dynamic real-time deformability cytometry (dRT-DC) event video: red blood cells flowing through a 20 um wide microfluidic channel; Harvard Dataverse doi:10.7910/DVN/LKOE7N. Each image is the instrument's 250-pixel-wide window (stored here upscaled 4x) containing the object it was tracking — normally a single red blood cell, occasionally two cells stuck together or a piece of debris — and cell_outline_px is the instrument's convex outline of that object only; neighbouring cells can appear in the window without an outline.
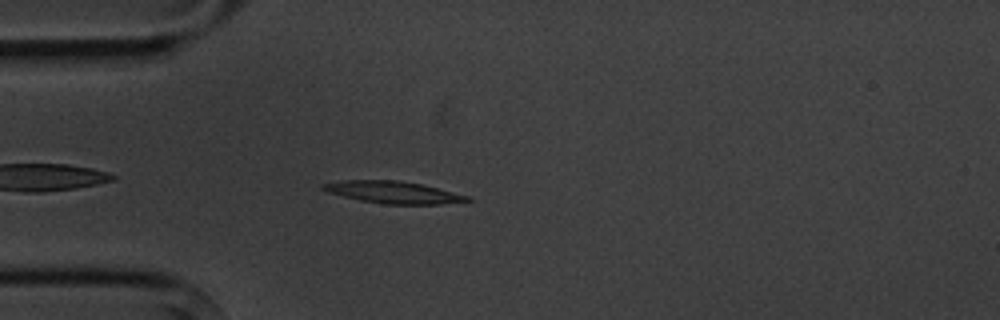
{"species": "common noctule bat (a hibernating species)", "species_latin": "Nyctalus noctula", "temperature_condition": "cold", "stored_images_in_passage": 3, "camera_frame_rate_fps": 3000, "um_per_image_px": 0.085, "animal": {"sex": "male", "body_mass_g": 20.1, "forearm_length_mm": 53.5}, "frame": {"image": 1, "passage_image": 3, "time_ms": 3.333, "image_size_px": [1000, 320], "cell_outline_px": [[472, 200], [440, 204], [384, 204], [360, 200], [328, 192], [320, 188], [320, 184], [344, 180], [396, 180], [420, 184], [468, 196]], "centroid_in_image_um": [33.36, 16.34], "position_along_channel_um": 51.6, "area_um2": 18.21}}